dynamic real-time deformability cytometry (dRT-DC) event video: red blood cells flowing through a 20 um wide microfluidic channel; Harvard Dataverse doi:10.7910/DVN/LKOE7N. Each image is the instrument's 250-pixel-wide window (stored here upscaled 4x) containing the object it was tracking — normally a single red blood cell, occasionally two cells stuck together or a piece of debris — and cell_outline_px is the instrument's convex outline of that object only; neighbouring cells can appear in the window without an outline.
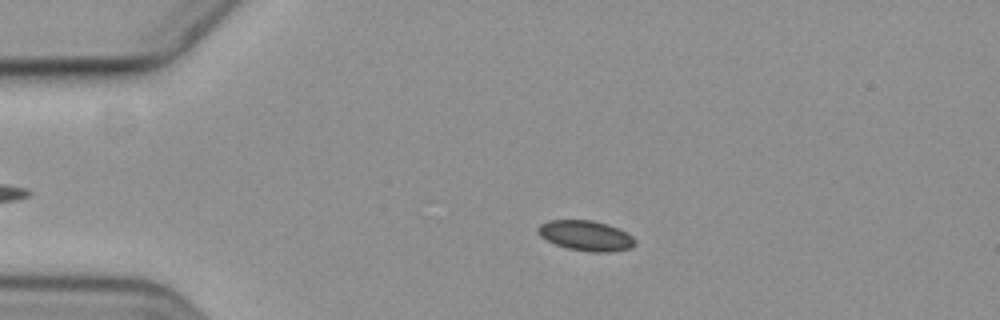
{"species": "common noctule bat (a hibernating species)", "species_latin": "Nyctalus noctula", "temperature_condition": "cold", "stored_images_in_passage": 6, "camera_frame_rate_fps": 3000, "um_per_image_px": 0.085, "animal": {"sex": "female", "body_mass_g": 19.3, "forearm_length_mm": 54.1}, "frame": {"image": 1, "passage_image": 4, "time_ms": 3.333, "image_size_px": [1000, 320], "cell_outline_px": [[636, 244], [632, 248], [612, 252], [588, 252], [568, 248], [556, 244], [540, 236], [536, 232], [536, 228], [540, 224], [548, 220], [592, 220], [608, 224], [632, 236], [636, 240]], "centroid_in_image_um": [49.79, 20.03], "position_along_channel_um": 35.2, "area_um2": 17.17}}
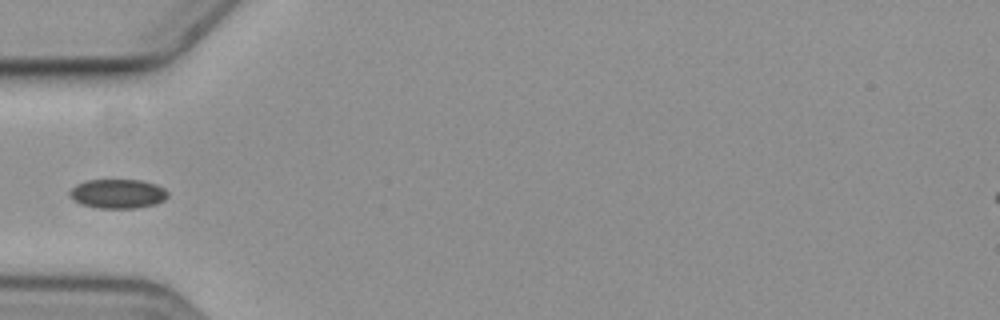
{"frame": {"image": 2, "passage_image": 6, "time_ms": 5.667, "image_size_px": [1000, 320], "cell_outline_px": [[168, 196], [164, 200], [156, 204], [136, 208], [96, 208], [80, 204], [68, 196], [68, 192], [76, 184], [84, 180], [140, 180], [156, 184], [164, 188], [168, 192]], "centroid_in_image_um": [9.98, 16.47], "position_along_channel_um": 75.0, "area_um2": 16.94}}